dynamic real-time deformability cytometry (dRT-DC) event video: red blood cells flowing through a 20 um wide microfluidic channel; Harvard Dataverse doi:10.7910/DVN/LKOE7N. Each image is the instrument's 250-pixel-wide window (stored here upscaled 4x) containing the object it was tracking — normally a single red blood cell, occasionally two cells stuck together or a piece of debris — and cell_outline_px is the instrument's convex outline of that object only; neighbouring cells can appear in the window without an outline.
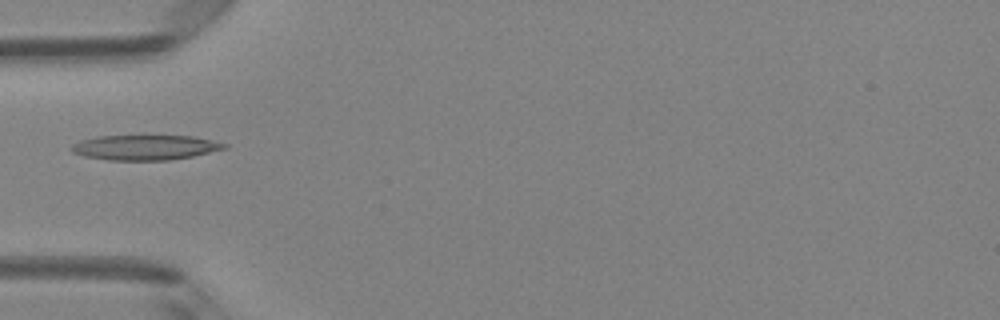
{"species": "Egyptian fruit bat (a non-hibernating species)", "species_latin": "Rousettus aegyptiacus", "temperature_condition": "room temperature", "stored_images_in_passage": 5, "camera_frame_rate_fps": 3000, "um_per_image_px": 0.085, "animal": {"sex": "female"}, "frame": {"image": 1, "passage_image": 5, "time_ms": 1.333, "image_size_px": [1000, 320], "cell_outline_px": [[228, 148], [192, 156], [168, 160], [108, 160], [84, 156], [72, 152], [68, 148], [72, 144], [80, 140], [96, 136], [192, 136], [212, 140], [228, 144]], "centroid_in_image_um": [12.3, 12.53], "position_along_channel_um": 72.7, "area_um2": 22.31}}